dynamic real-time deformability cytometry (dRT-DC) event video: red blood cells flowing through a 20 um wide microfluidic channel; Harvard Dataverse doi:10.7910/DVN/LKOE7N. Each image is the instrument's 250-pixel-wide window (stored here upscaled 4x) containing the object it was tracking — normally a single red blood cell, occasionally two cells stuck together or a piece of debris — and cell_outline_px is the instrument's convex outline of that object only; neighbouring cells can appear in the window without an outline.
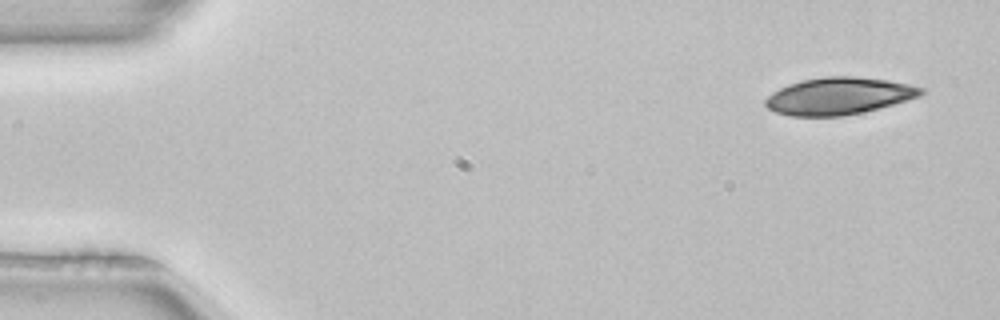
{"species": "common noctule bat (a hibernating species)", "species_latin": "Nyctalus noctula", "temperature_condition": "room temperature", "stored_images_in_passage": 3, "camera_frame_rate_fps": 3000, "um_per_image_px": 0.085, "animal": {"sex": "female", "body_mass_g": 22.7, "forearm_length_mm": 54.2}, "frame": {"image": 1, "passage_image": 1, "time_ms": 0.0, "image_size_px": [1000, 320], "cell_outline_px": [[924, 92], [920, 96], [908, 100], [880, 108], [840, 116], [788, 116], [776, 112], [768, 108], [764, 104], [764, 100], [772, 92], [788, 84], [804, 80], [824, 76], [852, 76], [888, 80], [908, 84], [924, 88]], "centroid_in_image_um": [71.29, 8.16], "position_along_channel_um": 13.7, "area_um2": 33.58}}